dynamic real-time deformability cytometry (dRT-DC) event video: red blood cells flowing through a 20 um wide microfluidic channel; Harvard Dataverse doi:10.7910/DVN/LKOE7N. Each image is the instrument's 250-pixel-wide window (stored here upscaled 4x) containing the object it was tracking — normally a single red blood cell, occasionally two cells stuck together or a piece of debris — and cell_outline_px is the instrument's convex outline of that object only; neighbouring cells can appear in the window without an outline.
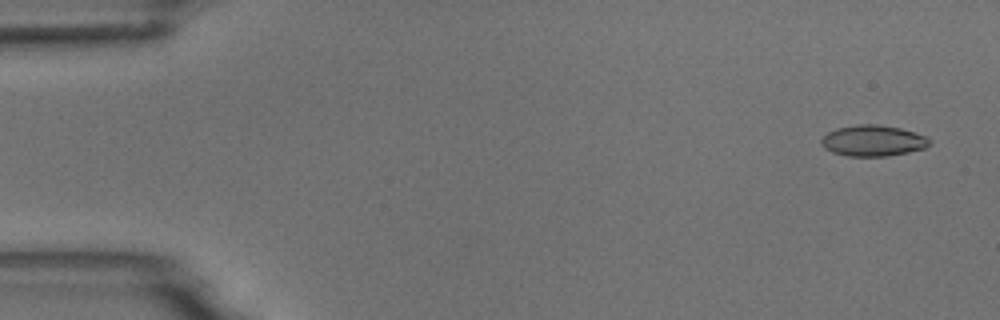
{"species": "common noctule bat (a hibernating species)", "species_latin": "Nyctalus noctula", "temperature_condition": "room temperature", "stored_images_in_passage": 9, "camera_frame_rate_fps": 3000, "um_per_image_px": 0.085, "animal": {"sex": "male", "body_mass_g": 18.8}, "frame": {"image": 1, "passage_image": 1, "time_ms": 0.0, "image_size_px": [1000, 320], "cell_outline_px": [[932, 140], [924, 148], [908, 152], [888, 156], [848, 156], [832, 152], [824, 148], [820, 144], [820, 140], [828, 132], [836, 128], [860, 124], [876, 124], [900, 128], [924, 136]], "centroid_in_image_um": [74.16, 11.96], "position_along_channel_um": 10.8, "area_um2": 19.42}}
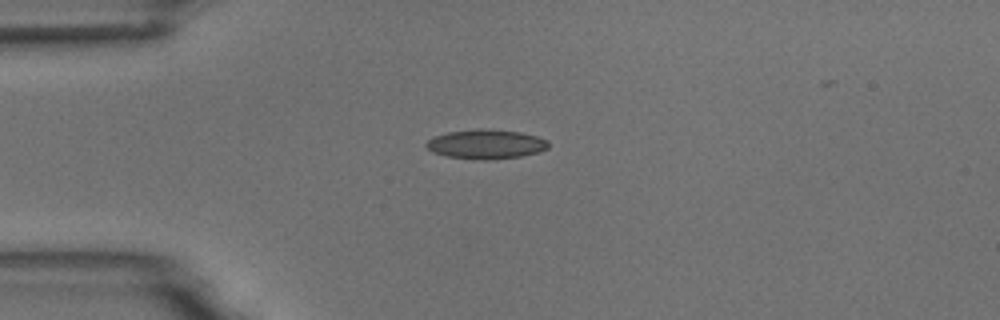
{"frame": {"image": 2, "passage_image": 4, "time_ms": 3.667, "image_size_px": [1000, 320], "cell_outline_px": [[548, 148], [540, 152], [520, 156], [488, 160], [484, 160], [448, 156], [432, 152], [424, 144], [428, 140], [436, 136], [448, 132], [480, 128], [520, 132], [536, 136], [548, 140]], "centroid_in_image_um": [41.33, 12.25], "position_along_channel_um": 43.7, "area_um2": 20.75}}
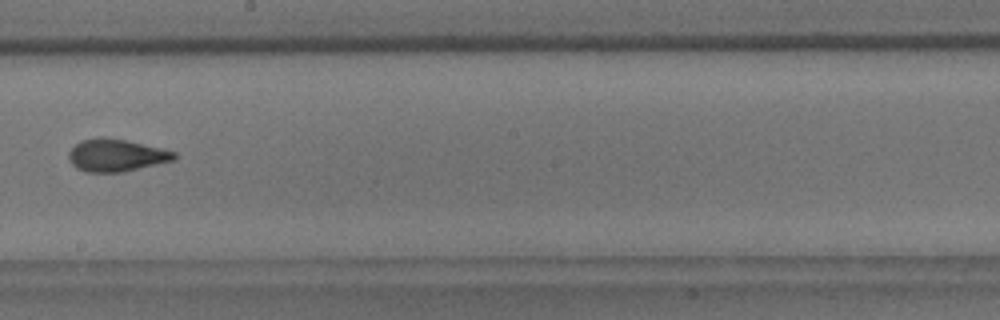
{"frame": {"image": 3, "passage_image": 9, "time_ms": 9.333, "image_size_px": [1000, 320], "cell_outline_px": [[176, 156], [172, 160], [124, 172], [84, 172], [76, 168], [72, 164], [68, 156], [68, 152], [76, 144], [84, 140], [100, 136], [124, 140], [160, 148], [176, 152]], "centroid_in_image_um": [9.83, 13.21], "position_along_channel_um": 238.4, "area_um2": 19.65}}